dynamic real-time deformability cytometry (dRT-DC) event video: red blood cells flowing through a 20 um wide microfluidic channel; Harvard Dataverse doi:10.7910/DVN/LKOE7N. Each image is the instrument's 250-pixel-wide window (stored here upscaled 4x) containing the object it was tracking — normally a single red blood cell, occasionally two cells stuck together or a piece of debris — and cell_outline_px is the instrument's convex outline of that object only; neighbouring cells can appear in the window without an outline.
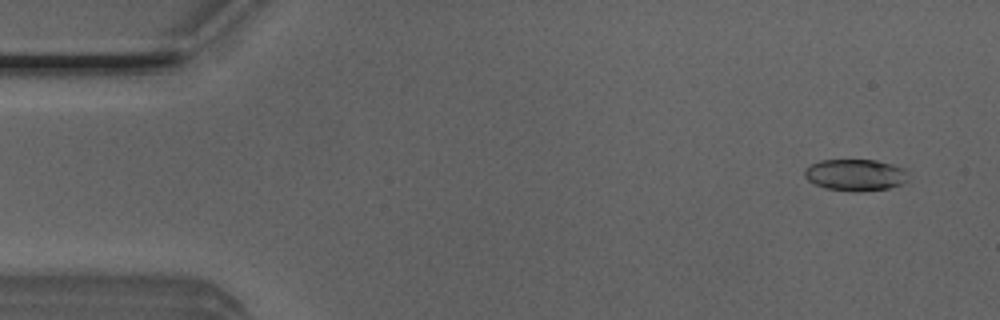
{"species": "Egyptian fruit bat (a non-hibernating species)", "species_latin": "Rousettus aegyptiacus", "temperature_condition": "room temperature", "stored_images_in_passage": 51, "camera_frame_rate_fps": 3000, "um_per_image_px": 0.085, "animal": {"sex": "male"}, "frame": {"image": 1, "passage_image": 3, "time_ms": 0.667, "image_size_px": [1000, 320], "cell_outline_px": [[908, 180], [900, 184], [888, 188], [860, 192], [852, 192], [824, 188], [808, 180], [804, 176], [804, 168], [820, 160], [876, 160], [892, 164], [904, 168]], "centroid_in_image_um": [72.68, 14.87], "position_along_channel_um": 12.3, "area_um2": 19.19}}
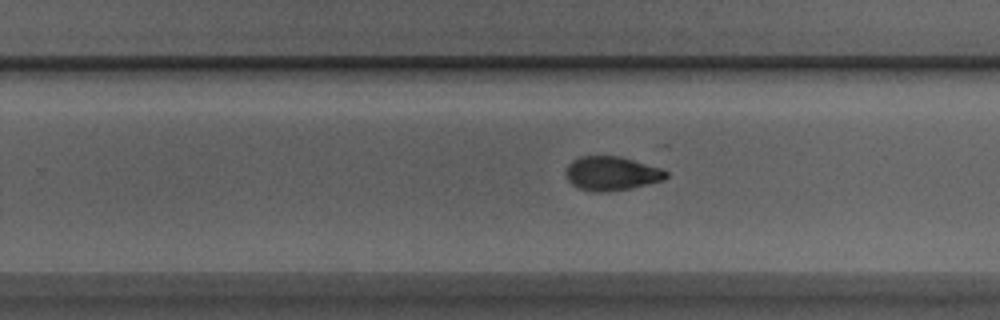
{"frame": {"image": 2, "passage_image": 31, "time_ms": 10.0, "image_size_px": [1000, 320], "cell_outline_px": [[668, 176], [664, 180], [632, 188], [608, 192], [592, 192], [576, 188], [568, 180], [564, 172], [568, 164], [572, 160], [580, 156], [616, 156], [632, 160], [660, 168], [668, 172]], "centroid_in_image_um": [51.94, 14.76], "position_along_channel_um": 277.9, "area_um2": 20.0}}
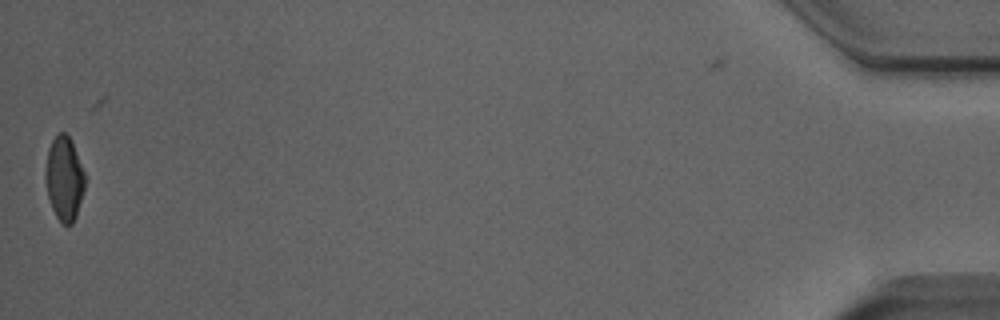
{"frame": {"image": 3, "passage_image": 50, "time_ms": 16.333, "image_size_px": [1000, 320], "cell_outline_px": [[84, 188], [76, 216], [72, 224], [68, 228], [60, 224], [52, 208], [48, 196], [44, 176], [44, 172], [48, 148], [52, 140], [60, 132], [64, 132], [68, 136], [72, 144], [84, 172]], "centroid_in_image_um": [5.43, 15.23], "position_along_channel_um": 429.8, "area_um2": 19.25}}